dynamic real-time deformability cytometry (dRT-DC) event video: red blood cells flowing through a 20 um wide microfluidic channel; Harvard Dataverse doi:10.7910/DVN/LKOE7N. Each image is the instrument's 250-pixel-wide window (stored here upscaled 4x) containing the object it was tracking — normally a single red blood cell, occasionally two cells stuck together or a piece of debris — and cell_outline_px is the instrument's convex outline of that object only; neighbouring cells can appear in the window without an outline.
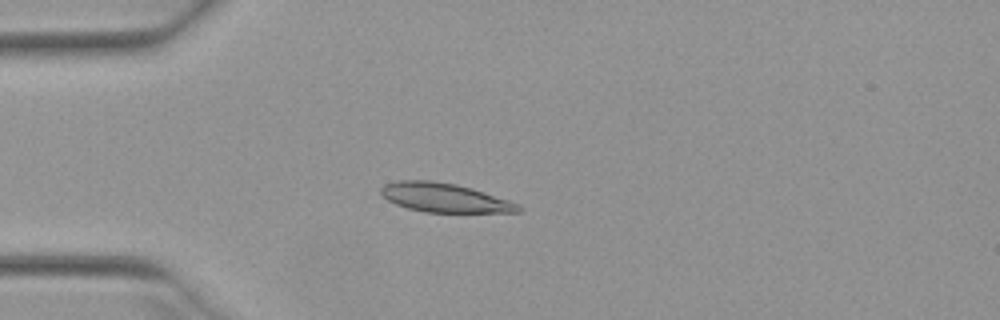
{"species": "Egyptian fruit bat (a non-hibernating species)", "species_latin": "Rousettus aegyptiacus", "temperature_condition": "warm", "stored_images_in_passage": 51, "camera_frame_rate_fps": 3000, "um_per_image_px": 0.085, "animal": {"sex": "female"}, "frame": {"image": 1, "passage_image": 13, "time_ms": 4.0, "image_size_px": [1000, 320], "cell_outline_px": [[520, 212], [424, 212], [408, 208], [396, 204], [388, 200], [380, 192], [380, 188], [384, 184], [400, 180], [428, 180], [456, 184], [472, 188], [520, 204]], "centroid_in_image_um": [37.76, 16.8], "position_along_channel_um": 47.2, "area_um2": 23.06}}
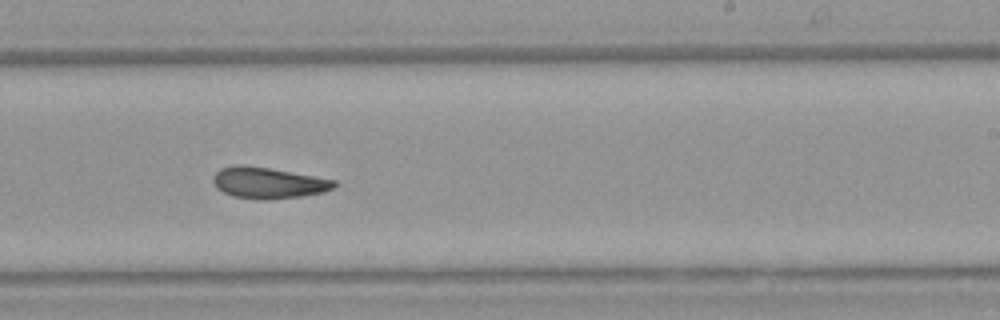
{"frame": {"image": 2, "passage_image": 31, "time_ms": 10.0, "image_size_px": [1000, 320], "cell_outline_px": [[336, 184], [332, 188], [324, 192], [304, 196], [264, 200], [256, 200], [232, 196], [216, 188], [212, 180], [212, 176], [220, 168], [236, 164], [268, 168], [336, 180]], "centroid_in_image_um": [22.75, 15.55], "position_along_channel_um": 266.2, "area_um2": 22.02}}
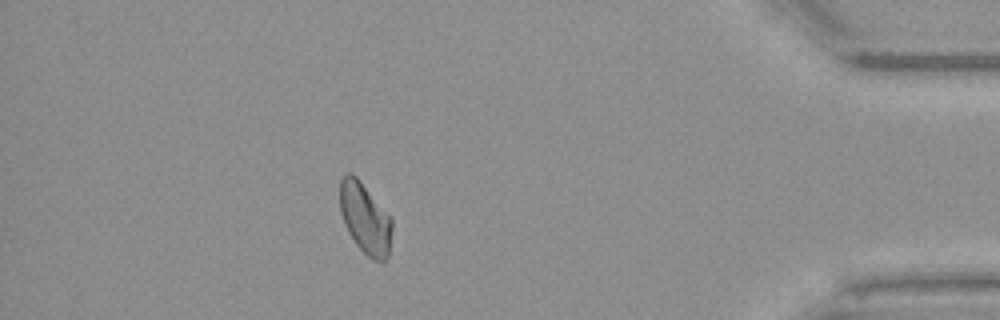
{"frame": {"image": 3, "passage_image": 45, "time_ms": 14.667, "image_size_px": [1000, 320], "cell_outline_px": [[392, 228], [388, 256], [384, 264], [372, 260], [356, 244], [348, 232], [344, 224], [340, 212], [340, 180], [348, 172], [352, 172], [360, 180], [392, 216]], "centroid_in_image_um": [31.05, 18.56], "position_along_channel_um": 404.1, "area_um2": 21.91}, "authors_computed_cell_mechanics": {"area_um2": 22.3686, "velocity_mm_per_s": 3.95, "shape_relaxation_time_tau1_ms": 6.6012, "shape_relaxation_time_tau2_ms": 5.5325, "deformation_change_tau1": 0.1685, "deformation_change_tau2": 0.1048}}